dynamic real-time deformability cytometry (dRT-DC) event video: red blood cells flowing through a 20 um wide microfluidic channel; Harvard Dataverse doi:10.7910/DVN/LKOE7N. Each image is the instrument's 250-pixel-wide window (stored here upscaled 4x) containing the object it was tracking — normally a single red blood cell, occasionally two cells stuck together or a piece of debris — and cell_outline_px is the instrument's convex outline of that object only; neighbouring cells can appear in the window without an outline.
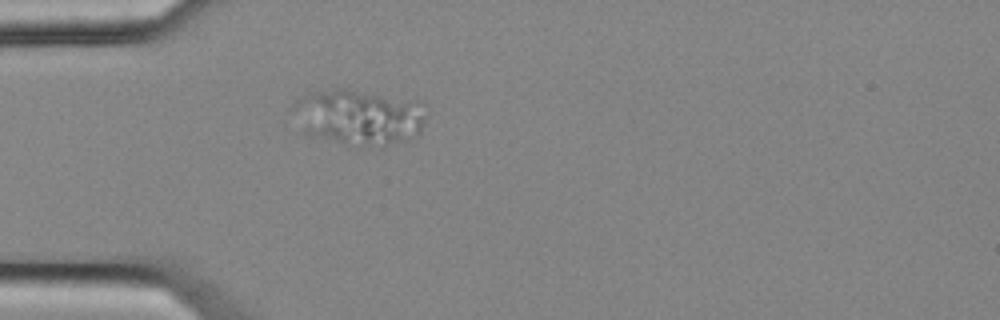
{"species": "common noctule bat (a hibernating species)", "species_latin": "Nyctalus noctula", "temperature_condition": "cold", "stored_images_in_passage": 1, "camera_frame_rate_fps": 3000, "um_per_image_px": 0.085, "animal": {"sex": "female", "body_mass_g": 25.1}, "frame": {"image": 1, "passage_image": 1, "time_ms": 0.0, "image_size_px": [1000, 320], "cell_outline_px": [[424, 124], [420, 132], [416, 136], [384, 148], [360, 148], [308, 136], [304, 132], [292, 108], [296, 100], [308, 92], [320, 88], [348, 88], [416, 100], [424, 104]], "centroid_in_image_um": [30.5, 9.97], "position_along_channel_um": 54.5, "area_um2": 44.68}}